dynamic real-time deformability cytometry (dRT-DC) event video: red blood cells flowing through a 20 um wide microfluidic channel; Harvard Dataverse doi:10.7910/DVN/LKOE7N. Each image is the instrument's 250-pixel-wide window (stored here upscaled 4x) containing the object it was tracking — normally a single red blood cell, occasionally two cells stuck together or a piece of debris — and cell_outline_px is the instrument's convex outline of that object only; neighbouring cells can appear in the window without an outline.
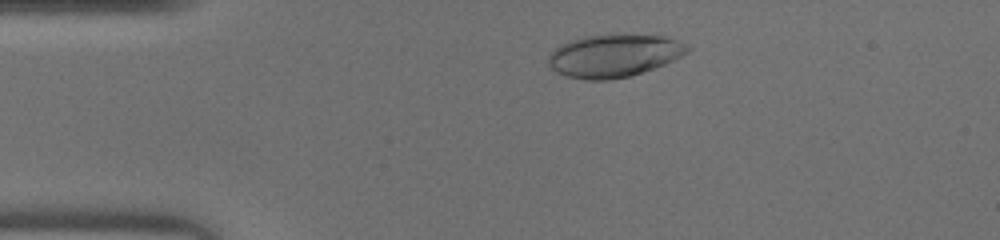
{"species": "human", "species_latin": "Homo sapiens", "temperature_condition": "warm", "stored_images_in_passage": 33, "camera_frame_rate_fps": 3000, "um_per_image_px": 0.085, "donor": {"sex": "male"}, "frame": {"image": 1, "passage_image": 5, "time_ms": 1.333, "image_size_px": [1000, 240], "cell_outline_px": [[692, 48], [688, 52], [664, 64], [628, 76], [608, 80], [584, 80], [568, 76], [556, 72], [548, 64], [548, 56], [560, 44], [568, 40], [584, 36], [668, 36]], "centroid_in_image_um": [52.14, 4.75], "position_along_channel_um": 32.9, "area_um2": 33.93}}
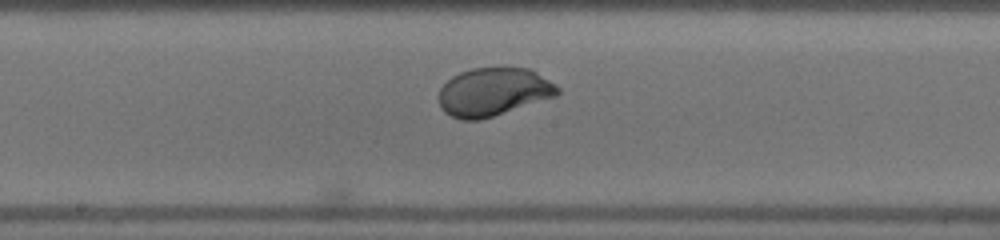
{"frame": {"image": 2, "passage_image": 20, "time_ms": 6.333, "image_size_px": [1000, 240], "cell_outline_px": [[560, 92], [556, 96], [480, 120], [460, 120], [444, 112], [440, 108], [436, 96], [440, 88], [452, 76], [460, 72], [472, 68], [528, 68], [536, 72], [556, 84], [560, 88]], "centroid_in_image_um": [41.89, 7.82], "position_along_channel_um": 206.3, "area_um2": 33.47}}
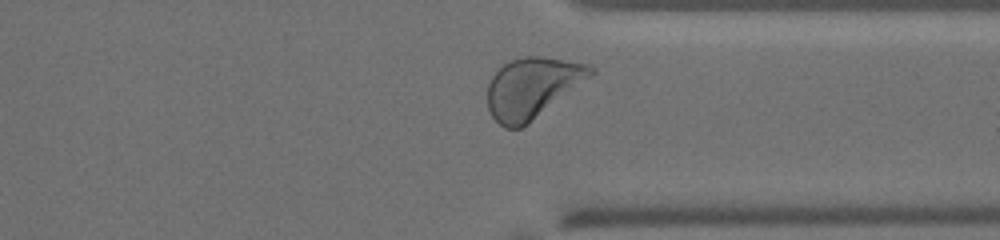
{"frame": {"image": 3, "passage_image": 31, "time_ms": 10.0, "image_size_px": [1000, 240], "cell_outline_px": [[596, 72], [528, 124], [520, 128], [504, 128], [492, 116], [488, 108], [488, 84], [492, 76], [504, 64], [512, 60], [524, 56], [540, 56], [588, 64], [596, 68]], "centroid_in_image_um": [45.23, 7.45], "position_along_channel_um": 366.2, "area_um2": 35.95}}